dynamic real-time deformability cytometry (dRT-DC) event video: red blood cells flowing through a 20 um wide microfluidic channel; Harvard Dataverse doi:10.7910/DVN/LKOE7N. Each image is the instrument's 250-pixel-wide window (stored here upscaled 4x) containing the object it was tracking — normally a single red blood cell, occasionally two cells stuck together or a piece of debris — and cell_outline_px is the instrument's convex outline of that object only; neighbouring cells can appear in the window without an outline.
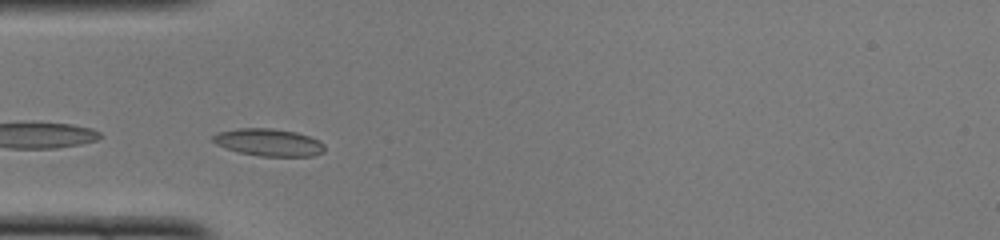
{"species": "common noctule bat (a hibernating species)", "species_latin": "Nyctalus noctula", "temperature_condition": "cold", "stored_images_in_passage": 41, "camera_frame_rate_fps": 3000, "um_per_image_px": 0.085, "animal": {"sex": "female", "body_mass_g": 22.0, "forearm_length_mm": 56.7}, "frame": {"image": 1, "passage_image": 7, "time_ms": 2.0, "image_size_px": [1000, 240], "cell_outline_px": [[324, 152], [312, 156], [260, 156], [240, 152], [216, 144], [212, 140], [212, 136], [216, 132], [236, 128], [272, 128], [296, 132], [320, 140], [324, 144]], "centroid_in_image_um": [22.84, 12.09], "position_along_channel_um": 62.2, "area_um2": 17.8}}
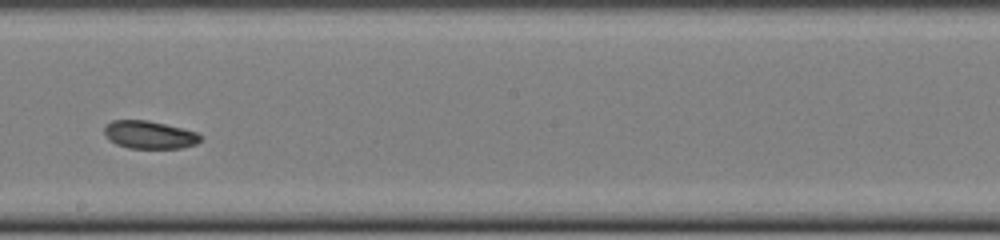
{"frame": {"image": 2, "passage_image": 20, "time_ms": 6.333, "image_size_px": [1000, 240], "cell_outline_px": [[200, 140], [196, 144], [180, 148], [128, 148], [116, 144], [104, 132], [104, 128], [112, 120], [148, 120], [196, 132], [200, 136]], "centroid_in_image_um": [12.7, 11.46], "position_along_channel_um": 235.5, "area_um2": 15.26}}
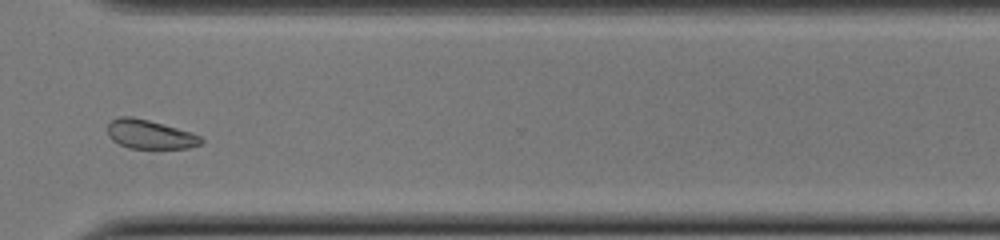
{"frame": {"image": 3, "passage_image": 29, "time_ms": 9.333, "image_size_px": [1000, 240], "cell_outline_px": [[204, 140], [200, 144], [188, 148], [128, 148], [112, 140], [108, 136], [108, 124], [116, 116], [132, 116], [148, 120], [176, 128], [200, 136]], "centroid_in_image_um": [12.69, 11.42], "position_along_channel_um": 357.9, "area_um2": 15.61}, "authors_computed_cell_mechanics": {"area_um2": 16.5308, "velocity_mm_per_s": 4.035, "shape_relaxation_time_tau1_ms": 2.2806, "shape_relaxation_time_tau2_ms": null, "deformation_change_tau1": 0.0682, "deformation_change_tau2": null}}